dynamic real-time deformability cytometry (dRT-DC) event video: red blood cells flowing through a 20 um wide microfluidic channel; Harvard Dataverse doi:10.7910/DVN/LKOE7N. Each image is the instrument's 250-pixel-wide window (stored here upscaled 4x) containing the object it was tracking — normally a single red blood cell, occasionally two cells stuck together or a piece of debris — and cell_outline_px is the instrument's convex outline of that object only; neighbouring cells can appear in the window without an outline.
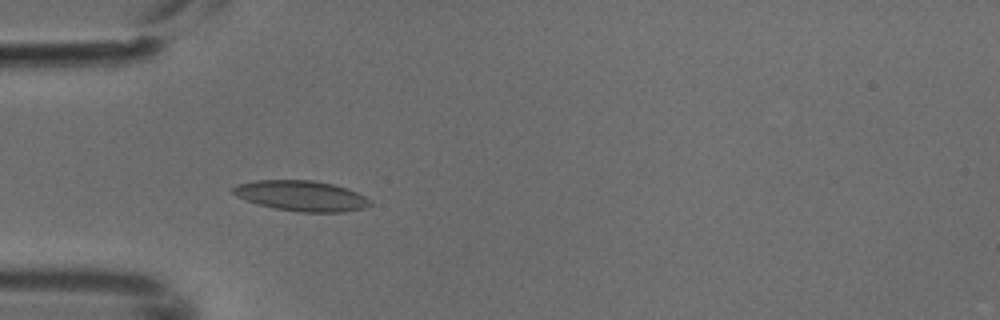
{"species": "common noctule bat (a hibernating species)", "species_latin": "Nyctalus noctula", "temperature_condition": "cold", "stored_images_in_passage": 3, "camera_frame_rate_fps": 3000, "um_per_image_px": 0.085, "animal": {"sex": "male", "body_mass_g": 18.8}, "frame": {"image": 1, "passage_image": 3, "time_ms": 0.667, "image_size_px": [1000, 320], "cell_outline_px": [[372, 204], [364, 208], [344, 212], [300, 212], [276, 208], [260, 204], [236, 196], [232, 192], [232, 188], [236, 184], [256, 180], [312, 180], [332, 184], [356, 192], [372, 200]], "centroid_in_image_um": [25.63, 16.64], "position_along_channel_um": 59.4, "area_um2": 24.1}}